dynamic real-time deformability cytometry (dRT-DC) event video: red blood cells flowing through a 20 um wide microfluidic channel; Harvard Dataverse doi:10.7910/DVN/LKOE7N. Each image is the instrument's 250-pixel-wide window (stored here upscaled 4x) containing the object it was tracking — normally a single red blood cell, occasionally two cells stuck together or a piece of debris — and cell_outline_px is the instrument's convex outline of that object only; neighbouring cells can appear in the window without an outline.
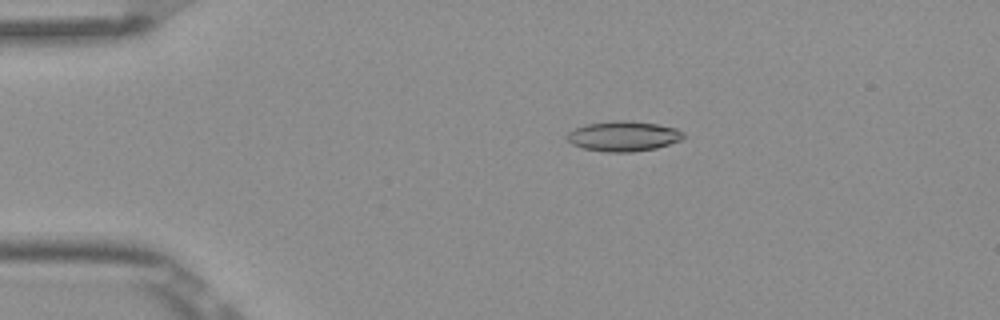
{"species": "Egyptian fruit bat (a non-hibernating species)", "species_latin": "Rousettus aegyptiacus", "temperature_condition": "room temperature", "stored_images_in_passage": 5, "camera_frame_rate_fps": 3000, "um_per_image_px": 0.085, "frame": {"image": 1, "passage_image": 2, "time_ms": 0.333, "image_size_px": [1000, 320], "cell_outline_px": [[684, 136], [680, 140], [656, 148], [632, 152], [604, 152], [584, 148], [572, 144], [568, 140], [568, 132], [576, 128], [588, 124], [612, 120], [624, 120], [656, 124], [676, 128], [684, 132]], "centroid_in_image_um": [53.0, 11.57], "position_along_channel_um": 32.0, "area_um2": 20.23}}
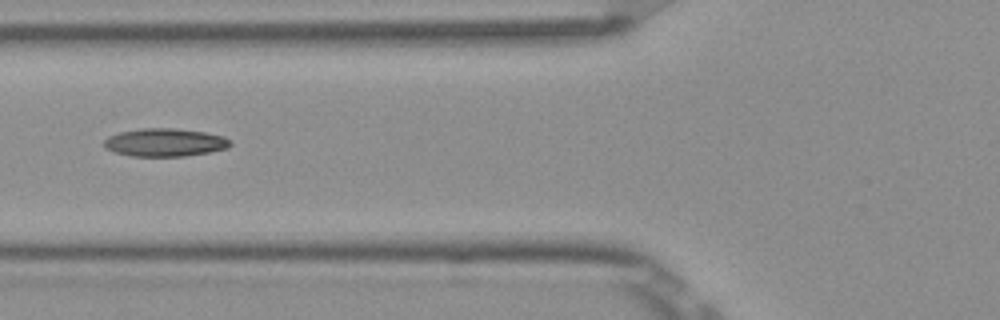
{"frame": {"image": 2, "passage_image": 5, "time_ms": 1.333, "image_size_px": [1000, 320], "cell_outline_px": [[232, 144], [228, 148], [208, 152], [184, 156], [132, 156], [116, 152], [104, 148], [104, 140], [108, 136], [120, 132], [140, 128], [176, 128], [204, 132], [224, 136], [232, 140]], "centroid_in_image_um": [14.03, 12.1], "position_along_channel_um": 111.8, "area_um2": 20.69}}